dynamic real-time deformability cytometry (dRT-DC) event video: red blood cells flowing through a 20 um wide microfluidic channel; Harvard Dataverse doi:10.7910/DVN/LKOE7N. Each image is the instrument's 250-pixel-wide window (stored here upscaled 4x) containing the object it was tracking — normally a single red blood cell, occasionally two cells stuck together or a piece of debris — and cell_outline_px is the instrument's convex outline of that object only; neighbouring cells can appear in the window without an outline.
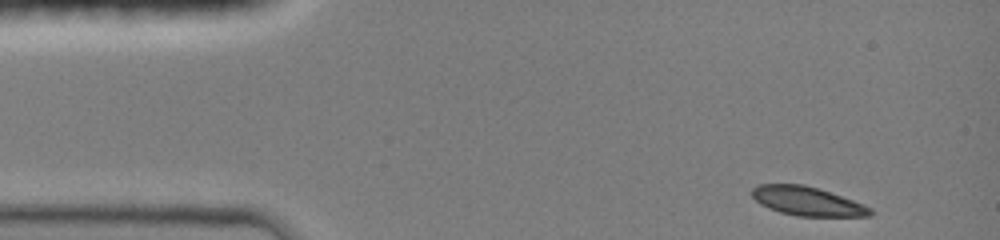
{"species": "common noctule bat (a hibernating species)", "species_latin": "Nyctalus noctula", "temperature_condition": "room temperature", "stored_images_in_passage": 9, "segment_of_instrument_passage": [1, 2], "camera_frame_rate_fps": 3000, "um_per_image_px": 0.085, "animal": {"sex": "female", "body_mass_g": 19.0, "forearm_length_mm": 51.5}, "frame": {"image": 1, "passage_image": 1, "time_ms": 0.0, "image_size_px": [1000, 240], "cell_outline_px": [[876, 212], [872, 216], [796, 216], [780, 212], [768, 208], [760, 204], [752, 196], [752, 188], [756, 184], [804, 184], [864, 204], [872, 208]], "centroid_in_image_um": [68.62, 17.11], "position_along_channel_um": 16.4, "area_um2": 19.94}}